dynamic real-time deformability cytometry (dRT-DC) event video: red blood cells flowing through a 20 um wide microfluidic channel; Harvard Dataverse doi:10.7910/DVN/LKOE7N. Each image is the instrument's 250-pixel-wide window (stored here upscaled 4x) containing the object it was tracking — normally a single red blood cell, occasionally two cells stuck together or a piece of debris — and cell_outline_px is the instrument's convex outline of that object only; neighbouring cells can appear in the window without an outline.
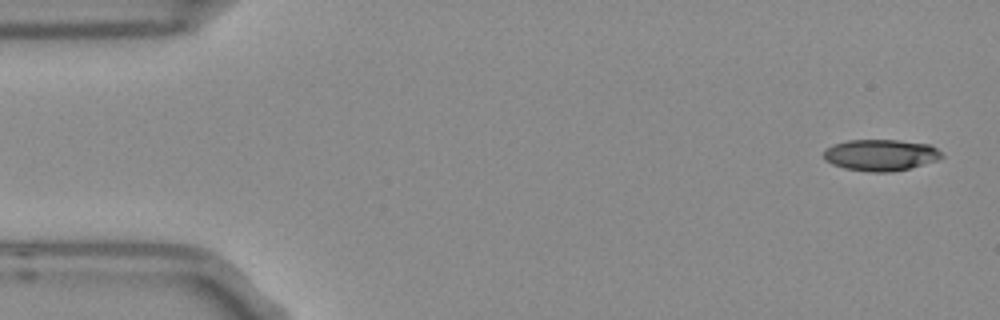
{"species": "Egyptian fruit bat (a non-hibernating species)", "species_latin": "Rousettus aegyptiacus", "temperature_condition": "room temperature", "stored_images_in_passage": 4, "camera_frame_rate_fps": 3000, "um_per_image_px": 0.085, "frame": {"image": 1, "passage_image": 1, "time_ms": 0.0, "image_size_px": [1000, 320], "cell_outline_px": [[944, 156], [936, 160], [908, 168], [892, 172], [872, 172], [844, 168], [832, 164], [824, 160], [824, 152], [832, 144], [848, 140], [900, 140], [932, 144]], "centroid_in_image_um": [74.85, 13.17], "position_along_channel_um": 10.2, "area_um2": 21.56}}
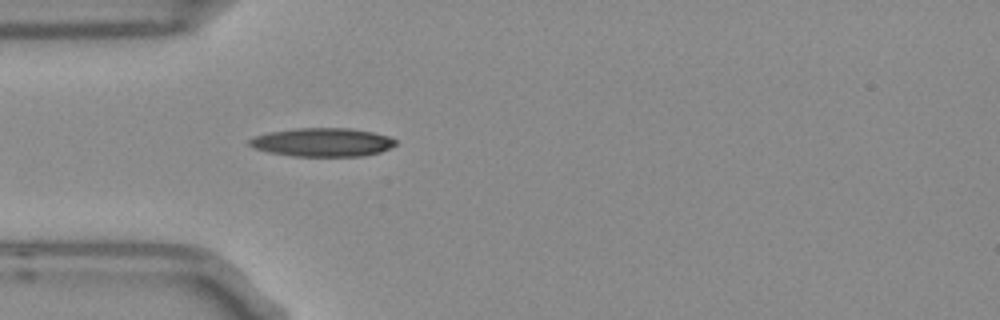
{"frame": {"image": 2, "passage_image": 4, "time_ms": 1.0, "image_size_px": [1000, 320], "cell_outline_px": [[396, 144], [380, 152], [364, 156], [292, 156], [268, 152], [256, 148], [248, 144], [248, 140], [252, 136], [268, 132], [296, 128], [348, 128], [372, 132], [388, 136], [396, 140]], "centroid_in_image_um": [27.37, 12.09], "position_along_channel_um": 57.6, "area_um2": 24.33}}